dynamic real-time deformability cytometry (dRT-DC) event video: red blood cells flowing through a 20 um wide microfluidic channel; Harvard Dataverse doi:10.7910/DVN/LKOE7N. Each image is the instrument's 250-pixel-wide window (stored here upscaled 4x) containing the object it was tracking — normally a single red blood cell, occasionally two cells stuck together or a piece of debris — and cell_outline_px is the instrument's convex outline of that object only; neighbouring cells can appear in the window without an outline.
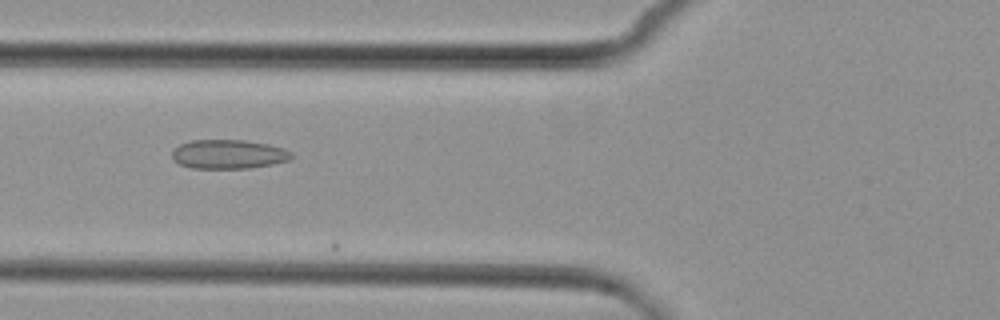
{"species": "common noctule bat (a hibernating species)", "species_latin": "Nyctalus noctula", "temperature_condition": "cold", "stored_images_in_passage": 7, "camera_frame_rate_fps": 3000, "um_per_image_px": 0.085, "animal": {"sex": "female", "body_mass_g": 29.2, "forearm_length_mm": 56.3}, "frame": {"image": 1, "passage_image": 6, "time_ms": 6.667, "image_size_px": [1000, 320], "cell_outline_px": [[292, 156], [288, 160], [272, 164], [248, 168], [192, 168], [180, 164], [172, 160], [172, 152], [180, 144], [188, 140], [244, 140], [268, 144], [284, 148], [292, 152]], "centroid_in_image_um": [19.4, 13.1], "position_along_channel_um": 106.4, "area_um2": 20.23}}